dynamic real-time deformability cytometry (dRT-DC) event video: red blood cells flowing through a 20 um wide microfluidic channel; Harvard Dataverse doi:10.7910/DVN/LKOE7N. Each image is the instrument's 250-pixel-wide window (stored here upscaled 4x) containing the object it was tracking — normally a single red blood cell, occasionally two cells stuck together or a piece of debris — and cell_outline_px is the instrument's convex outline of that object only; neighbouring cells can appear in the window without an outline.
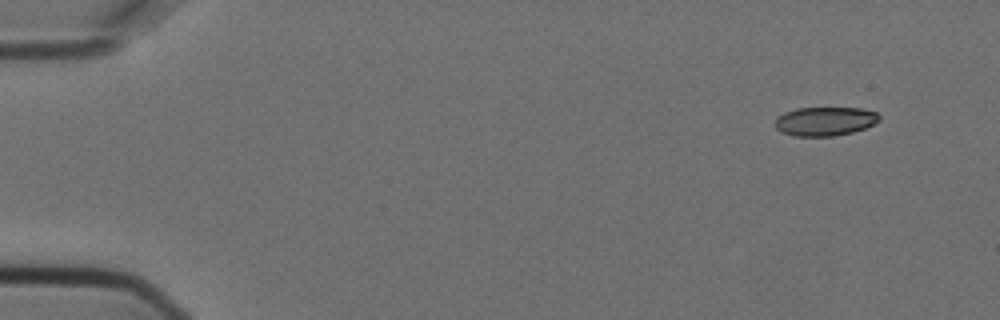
{"species": "Egyptian fruit bat (a non-hibernating species)", "species_latin": "Rousettus aegyptiacus", "temperature_condition": "cold", "stored_images_in_passage": 3, "camera_frame_rate_fps": 3000, "um_per_image_px": 0.085, "animal": {"sex": "female"}, "frame": {"image": 1, "passage_image": 3, "time_ms": 0.667, "image_size_px": [1000, 320], "cell_outline_px": [[880, 120], [864, 128], [852, 132], [832, 136], [792, 136], [780, 132], [776, 128], [776, 116], [784, 112], [796, 108], [860, 108], [876, 112], [880, 116]], "centroid_in_image_um": [70.08, 10.31], "position_along_channel_um": 14.9, "area_um2": 17.57}}